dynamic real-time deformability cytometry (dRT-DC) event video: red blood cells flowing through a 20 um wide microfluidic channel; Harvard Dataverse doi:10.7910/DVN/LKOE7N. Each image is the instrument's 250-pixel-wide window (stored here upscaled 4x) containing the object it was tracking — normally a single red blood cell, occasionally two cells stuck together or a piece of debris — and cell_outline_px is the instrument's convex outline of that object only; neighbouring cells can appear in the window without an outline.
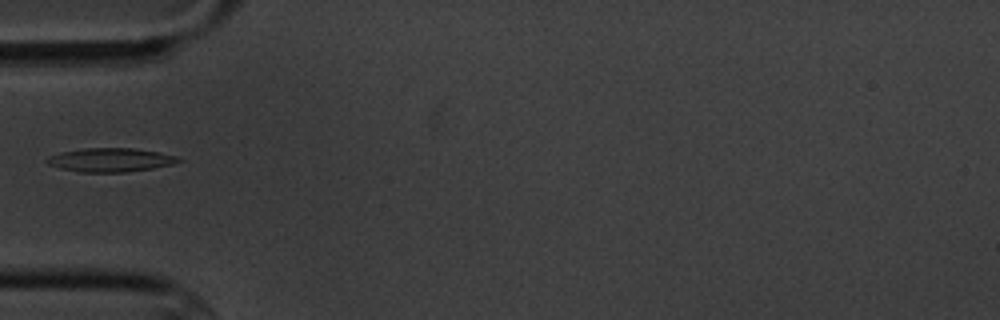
{"species": "common noctule bat (a hibernating species)", "species_latin": "Nyctalus noctula", "temperature_condition": "cold", "stored_images_in_passage": 5, "camera_frame_rate_fps": 3000, "um_per_image_px": 0.085, "animal": {"sex": "male", "body_mass_g": 20.1, "forearm_length_mm": 53.5}, "frame": {"image": 1, "passage_image": 5, "time_ms": 5.333, "image_size_px": [1000, 320], "cell_outline_px": [[184, 160], [172, 164], [152, 168], [124, 172], [80, 172], [60, 168], [48, 164], [44, 160], [48, 156], [60, 152], [84, 148], [132, 148], [160, 152], [176, 156]], "centroid_in_image_um": [9.37, 13.59], "position_along_channel_um": 75.6, "area_um2": 18.21}}